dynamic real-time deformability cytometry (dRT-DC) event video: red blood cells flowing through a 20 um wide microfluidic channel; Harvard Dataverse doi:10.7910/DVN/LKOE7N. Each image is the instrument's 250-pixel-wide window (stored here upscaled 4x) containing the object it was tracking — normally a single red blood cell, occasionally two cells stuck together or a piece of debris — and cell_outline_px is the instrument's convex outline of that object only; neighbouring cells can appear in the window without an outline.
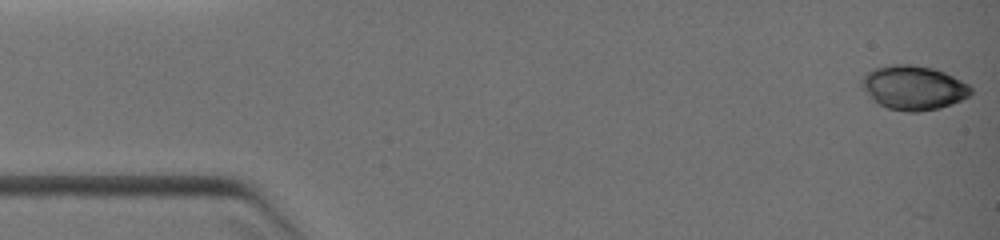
{"species": "common noctule bat (a hibernating species)", "species_latin": "Nyctalus noctula", "temperature_condition": "warm", "stored_images_in_passage": 12, "camera_frame_rate_fps": 3000, "um_per_image_px": 0.085, "animal": {"sex": "female", "body_mass_g": 19.0, "forearm_length_mm": 51.5}, "frame": {"image": 1, "passage_image": 1, "time_ms": 0.0, "image_size_px": [1000, 240], "cell_outline_px": [[972, 92], [968, 96], [952, 104], [940, 108], [920, 112], [904, 112], [888, 108], [880, 104], [860, 84], [860, 80], [864, 72], [872, 68], [892, 64], [916, 64], [932, 68], [944, 72], [968, 84], [972, 88]], "centroid_in_image_um": [77.64, 7.44], "position_along_channel_um": 7.4, "area_um2": 28.15}}